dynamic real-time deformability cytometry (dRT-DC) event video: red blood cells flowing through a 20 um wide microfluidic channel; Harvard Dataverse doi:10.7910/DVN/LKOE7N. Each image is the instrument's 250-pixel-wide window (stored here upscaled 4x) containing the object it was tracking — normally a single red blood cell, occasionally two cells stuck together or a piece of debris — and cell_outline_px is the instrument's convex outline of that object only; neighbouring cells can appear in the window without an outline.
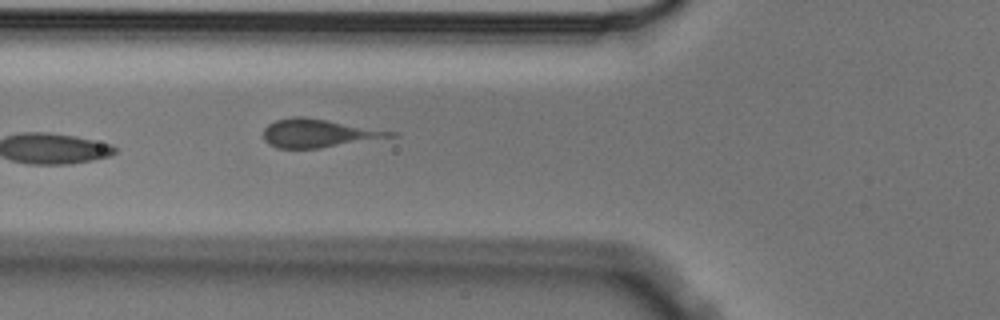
{"species": "Egyptian fruit bat (a non-hibernating species)", "species_latin": "Rousettus aegyptiacus", "temperature_condition": "cold", "stored_images_in_passage": 6, "camera_frame_rate_fps": 3000, "um_per_image_px": 0.085, "animal": {"sex": "male"}, "frame": {"image": 1, "passage_image": 6, "time_ms": 1.667, "image_size_px": [1000, 320], "cell_outline_px": [[396, 136], [320, 148], [276, 148], [268, 144], [264, 140], [264, 128], [268, 124], [276, 120], [292, 116], [304, 116], [328, 120], [396, 132]], "centroid_in_image_um": [27.02, 11.32], "position_along_channel_um": 98.8, "area_um2": 20.81}}